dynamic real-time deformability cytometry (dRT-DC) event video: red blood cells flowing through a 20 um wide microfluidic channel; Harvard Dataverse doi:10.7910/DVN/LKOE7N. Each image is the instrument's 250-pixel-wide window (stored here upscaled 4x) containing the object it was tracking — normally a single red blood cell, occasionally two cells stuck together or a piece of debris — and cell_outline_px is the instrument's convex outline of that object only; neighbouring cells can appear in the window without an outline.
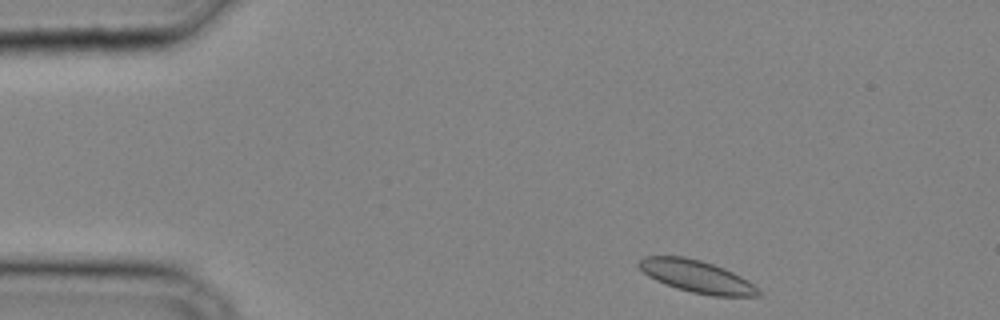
{"species": "common noctule bat (a hibernating species)", "species_latin": "Nyctalus noctula", "temperature_condition": "cold", "stored_images_in_passage": 31, "camera_frame_rate_fps": 3000, "um_per_image_px": 0.085, "animal": {"sex": "male", "body_mass_g": 20.4}, "frame": {"image": 1, "passage_image": 1, "time_ms": 0.0, "image_size_px": [1000, 320], "cell_outline_px": [[764, 296], [712, 296], [692, 292], [676, 288], [664, 284], [648, 276], [636, 264], [636, 260], [644, 256], [684, 256], [700, 260], [724, 268], [748, 280], [764, 292]], "centroid_in_image_um": [59.23, 23.5], "position_along_channel_um": 25.8, "area_um2": 22.72}}
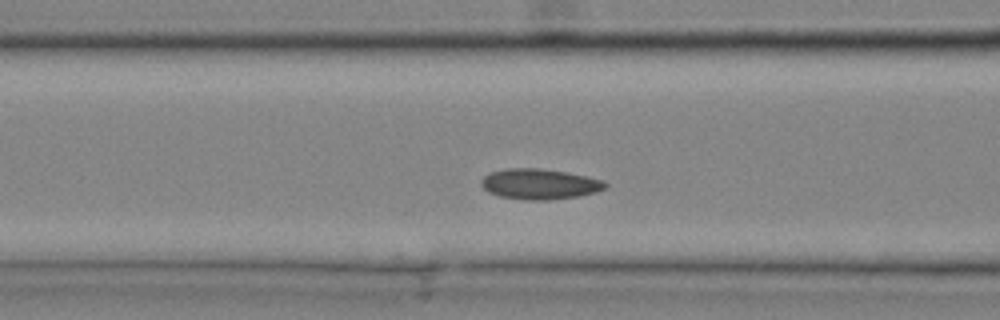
{"frame": {"image": 2, "passage_image": 10, "time_ms": 3.0, "image_size_px": [1000, 320], "cell_outline_px": [[608, 184], [604, 188], [596, 192], [580, 196], [548, 200], [524, 200], [500, 196], [488, 192], [480, 184], [480, 180], [488, 172], [508, 168], [540, 168], [564, 172], [604, 180]], "centroid_in_image_um": [45.83, 15.64], "position_along_channel_um": 120.8, "area_um2": 22.08}}
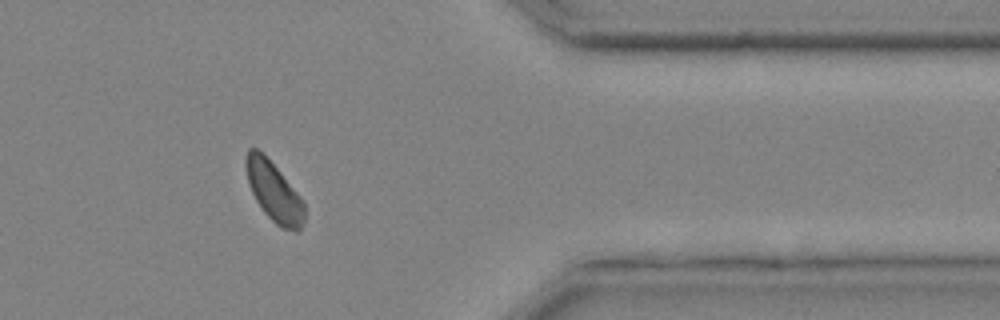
{"frame": {"image": 3, "passage_image": 26, "time_ms": 8.333, "image_size_px": [1000, 320], "cell_outline_px": [[304, 220], [300, 228], [296, 232], [280, 228], [264, 212], [256, 200], [248, 184], [244, 164], [244, 156], [248, 148], [256, 148], [280, 172], [304, 200]], "centroid_in_image_um": [23.26, 16.31], "position_along_channel_um": 388.1, "area_um2": 20.23}}